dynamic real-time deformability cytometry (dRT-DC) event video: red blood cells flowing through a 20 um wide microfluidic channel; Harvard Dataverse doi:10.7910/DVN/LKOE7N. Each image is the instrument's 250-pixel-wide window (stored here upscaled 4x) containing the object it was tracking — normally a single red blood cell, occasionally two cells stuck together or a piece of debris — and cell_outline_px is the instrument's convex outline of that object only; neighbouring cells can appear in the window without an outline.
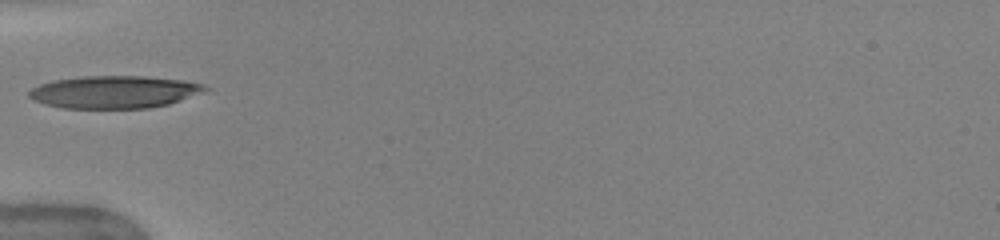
{"species": "human", "species_latin": "Homo sapiens", "temperature_condition": "warm", "stored_images_in_passage": 33, "camera_frame_rate_fps": 3000, "um_per_image_px": 0.085, "donor": {"sex": "female"}, "frame": {"image": 1, "passage_image": 1, "time_ms": 0.0, "image_size_px": [1000, 240], "cell_outline_px": [[208, 88], [168, 104], [148, 108], [64, 108], [44, 104], [32, 100], [28, 96], [28, 92], [32, 88], [40, 84], [52, 80], [84, 76], [144, 76], [180, 80], [204, 84]], "centroid_in_image_um": [9.6, 7.81], "position_along_channel_um": 75.4, "area_um2": 32.95}}
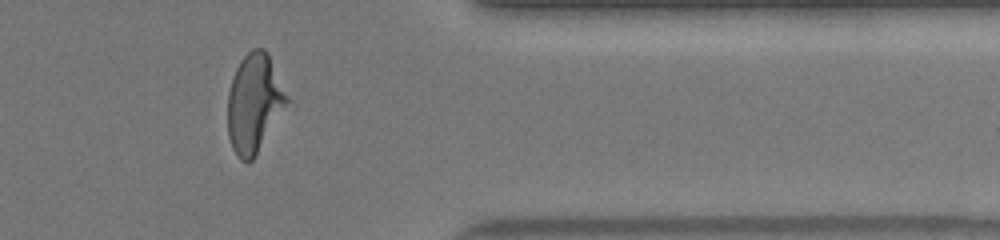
{"frame": {"image": 2, "passage_image": 25, "time_ms": 8.0, "image_size_px": [1000, 240], "cell_outline_px": [[288, 100], [252, 160], [248, 164], [240, 160], [236, 156], [232, 148], [228, 136], [228, 92], [232, 76], [240, 60], [252, 48], [264, 48], [268, 52]], "centroid_in_image_um": [21.54, 8.76], "position_along_channel_um": 389.9, "area_um2": 33.29}}
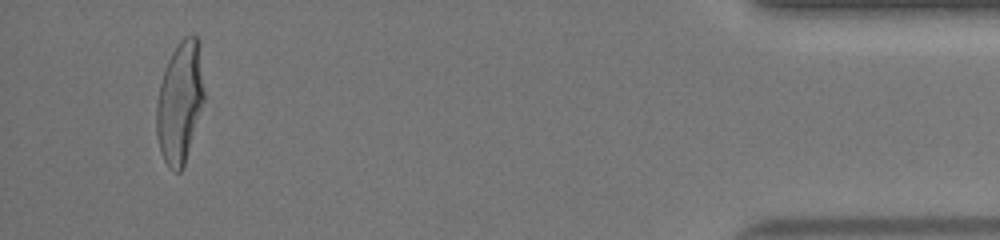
{"frame": {"image": 3, "passage_image": 31, "time_ms": 10.0, "image_size_px": [1000, 240], "cell_outline_px": [[204, 100], [184, 164], [180, 172], [176, 172], [168, 168], [160, 152], [156, 136], [156, 104], [160, 84], [168, 60], [176, 44], [184, 36], [192, 32], [196, 36], [204, 92]], "centroid_in_image_um": [15.25, 8.72], "position_along_channel_um": 419.9, "area_um2": 33.29}}